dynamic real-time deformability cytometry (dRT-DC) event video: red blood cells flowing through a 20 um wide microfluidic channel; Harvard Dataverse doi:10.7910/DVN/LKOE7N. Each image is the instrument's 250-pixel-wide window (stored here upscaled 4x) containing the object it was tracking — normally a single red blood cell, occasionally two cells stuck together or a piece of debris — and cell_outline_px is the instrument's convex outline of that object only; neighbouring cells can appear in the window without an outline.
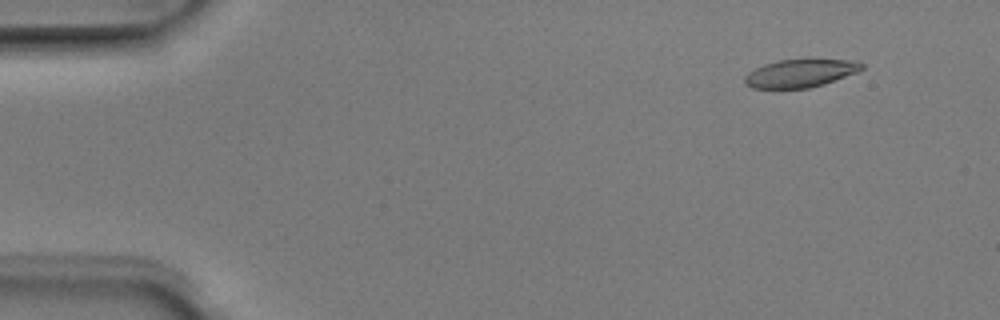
{"species": "Egyptian fruit bat (a non-hibernating species)", "species_latin": "Rousettus aegyptiacus", "temperature_condition": "room temperature", "stored_images_in_passage": 5, "camera_frame_rate_fps": 3000, "um_per_image_px": 0.085, "animal": {"sex": "male"}, "frame": {"image": 1, "passage_image": 2, "time_ms": 0.333, "image_size_px": [1000, 320], "cell_outline_px": [[864, 68], [856, 72], [824, 84], [808, 88], [752, 88], [744, 84], [744, 76], [748, 72], [764, 64], [780, 60], [848, 60], [864, 64]], "centroid_in_image_um": [67.97, 6.24], "position_along_channel_um": 17.0, "area_um2": 18.79}}
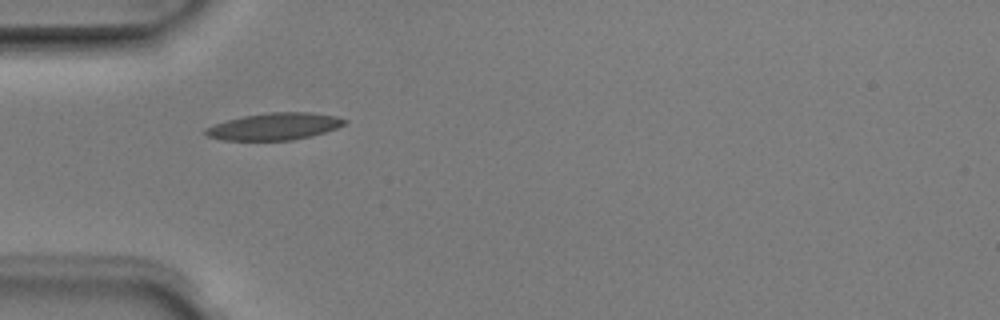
{"frame": {"image": 2, "passage_image": 4, "time_ms": 1.0, "image_size_px": [1000, 320], "cell_outline_px": [[348, 120], [344, 124], [336, 128], [312, 136], [292, 140], [224, 140], [208, 136], [204, 132], [204, 128], [228, 120], [244, 116], [268, 112], [312, 112], [336, 116]], "centroid_in_image_um": [23.35, 10.74], "position_along_channel_um": 61.6, "area_um2": 21.73}}
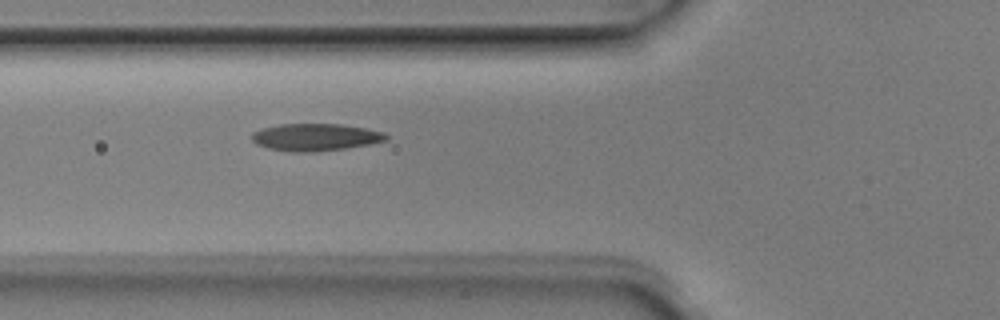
{"frame": {"image": 3, "passage_image": 5, "time_ms": 1.333, "image_size_px": [1000, 320], "cell_outline_px": [[388, 140], [368, 144], [344, 148], [316, 152], [292, 152], [268, 148], [256, 144], [252, 140], [252, 132], [264, 128], [280, 124], [340, 124], [364, 128], [384, 132], [388, 136]], "centroid_in_image_um": [26.8, 11.66], "position_along_channel_um": 99.0, "area_um2": 21.21}}